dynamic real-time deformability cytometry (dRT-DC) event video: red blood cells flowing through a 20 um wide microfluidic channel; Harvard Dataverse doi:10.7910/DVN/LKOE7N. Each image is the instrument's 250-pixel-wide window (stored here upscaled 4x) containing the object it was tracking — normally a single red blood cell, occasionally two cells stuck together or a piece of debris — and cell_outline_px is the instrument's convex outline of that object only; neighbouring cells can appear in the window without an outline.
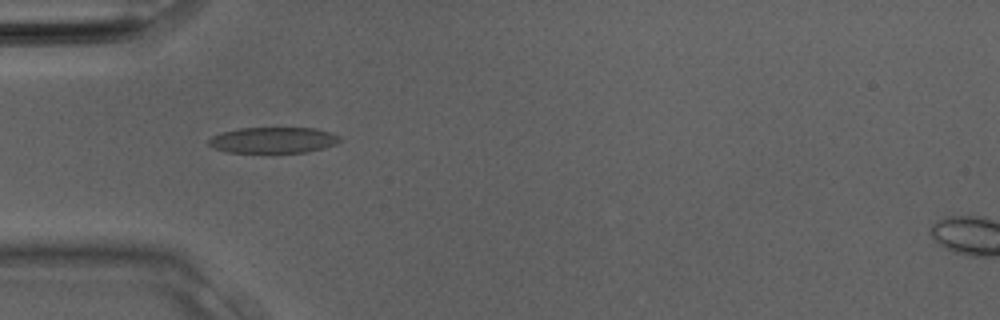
{"species": "Egyptian fruit bat (a non-hibernating species)", "species_latin": "Rousettus aegyptiacus", "temperature_condition": "room temperature", "stored_images_in_passage": 32, "camera_frame_rate_fps": 3000, "um_per_image_px": 0.085, "animal": {"sex": "male"}, "frame": {"image": 1, "passage_image": 10, "time_ms": 3.0, "image_size_px": [1000, 320], "cell_outline_px": [[340, 140], [336, 144], [324, 148], [308, 152], [228, 152], [212, 148], [208, 144], [208, 140], [212, 136], [220, 132], [240, 128], [316, 128], [332, 132], [340, 136]], "centroid_in_image_um": [23.22, 11.9], "position_along_channel_um": 61.8, "area_um2": 19.94}}
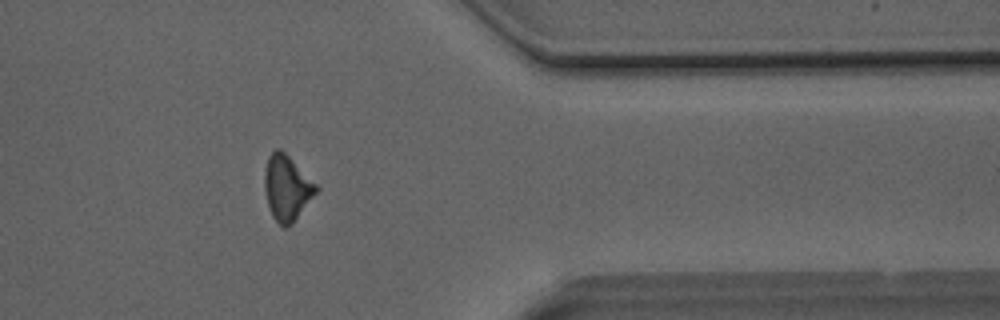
{"frame": {"image": 2, "passage_image": 26, "time_ms": 8.333, "image_size_px": [1000, 320], "cell_outline_px": [[320, 188], [292, 224], [284, 228], [272, 216], [268, 204], [264, 188], [264, 172], [268, 156], [276, 148], [280, 148]], "centroid_in_image_um": [24.37, 15.97], "position_along_channel_um": 387.0, "area_um2": 19.36}}
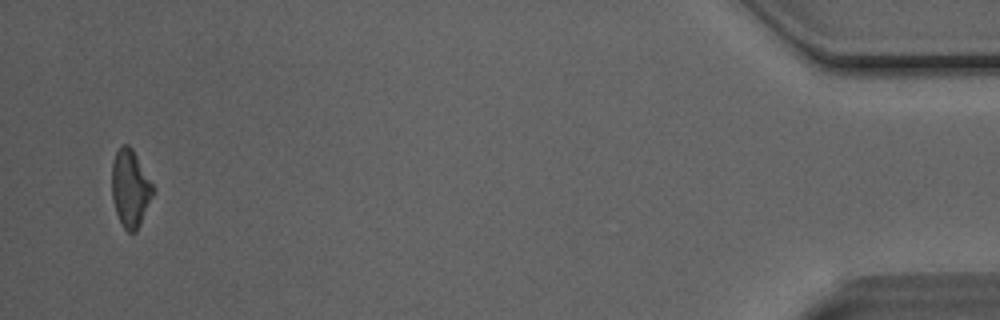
{"frame": {"image": 3, "passage_image": 31, "time_ms": 10.0, "image_size_px": [1000, 320], "cell_outline_px": [[156, 188], [140, 224], [136, 232], [128, 232], [124, 228], [116, 212], [112, 200], [112, 164], [116, 152], [124, 144], [128, 144], [132, 148]], "centroid_in_image_um": [11.09, 16.0], "position_along_channel_um": 424.1, "area_um2": 18.5}}